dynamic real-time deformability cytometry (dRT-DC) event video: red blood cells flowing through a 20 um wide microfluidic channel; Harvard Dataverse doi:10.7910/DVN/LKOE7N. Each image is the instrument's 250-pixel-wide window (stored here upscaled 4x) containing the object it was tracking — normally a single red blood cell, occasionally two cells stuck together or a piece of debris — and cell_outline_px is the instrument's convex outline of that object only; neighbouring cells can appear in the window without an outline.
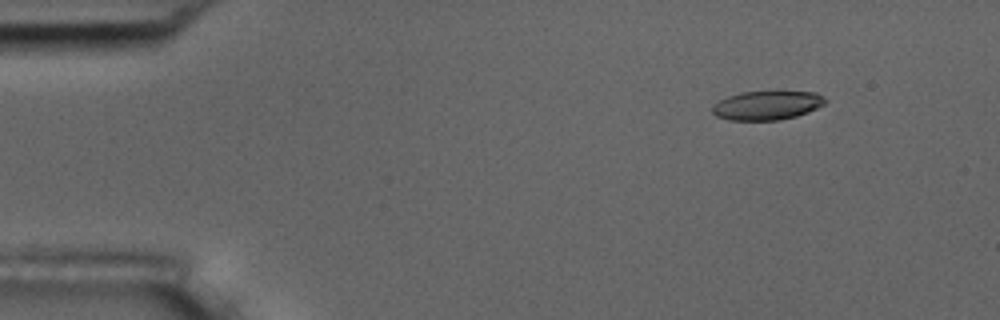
{"species": "common noctule bat (a hibernating species)", "species_latin": "Nyctalus noctula", "temperature_condition": "room temperature", "stored_images_in_passage": 5, "camera_frame_rate_fps": 3000, "um_per_image_px": 0.085, "animal": {"sex": "male", "body_mass_g": 17.5, "forearm_length_mm": 52.3}, "frame": {"image": 1, "passage_image": 1, "time_ms": 0.0, "image_size_px": [1000, 320], "cell_outline_px": [[828, 100], [824, 104], [808, 112], [796, 116], [780, 120], [728, 120], [716, 116], [712, 112], [712, 108], [720, 100], [728, 96], [744, 92], [776, 88], [816, 92], [824, 96]], "centroid_in_image_um": [65.27, 8.9], "position_along_channel_um": 19.7, "area_um2": 19.94}}
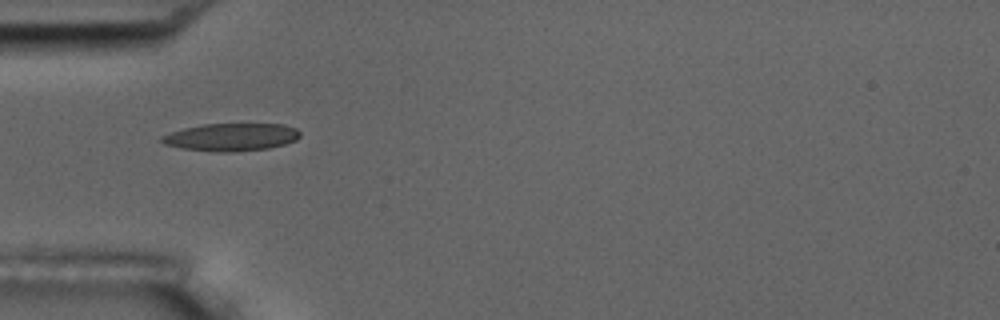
{"frame": {"image": 2, "passage_image": 4, "time_ms": 3.667, "image_size_px": [1000, 320], "cell_outline_px": [[300, 136], [296, 140], [284, 144], [268, 148], [232, 152], [216, 152], [180, 148], [164, 144], [160, 140], [160, 136], [184, 128], [204, 124], [284, 124], [296, 128], [300, 132]], "centroid_in_image_um": [19.65, 11.65], "position_along_channel_um": 65.3, "area_um2": 22.31}}